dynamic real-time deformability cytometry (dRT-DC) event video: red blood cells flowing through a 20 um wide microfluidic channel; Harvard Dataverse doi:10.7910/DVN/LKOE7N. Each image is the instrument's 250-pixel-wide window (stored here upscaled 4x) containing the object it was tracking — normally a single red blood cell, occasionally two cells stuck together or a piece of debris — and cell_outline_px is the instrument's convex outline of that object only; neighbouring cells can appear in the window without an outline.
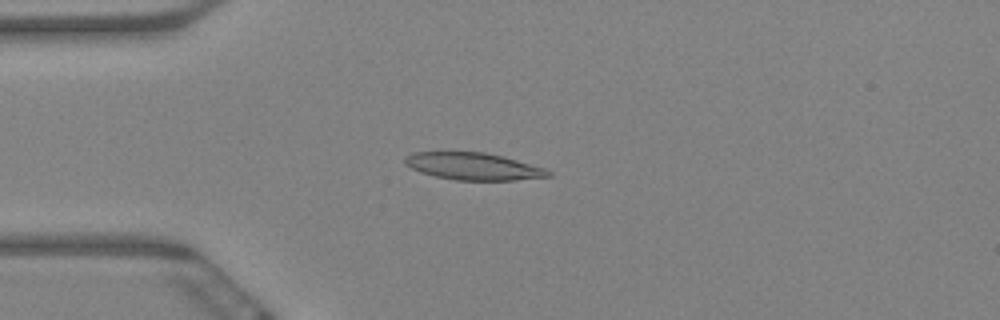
{"species": "Egyptian fruit bat (a non-hibernating species)", "species_latin": "Rousettus aegyptiacus", "temperature_condition": "warm", "stored_images_in_passage": 60, "camera_frame_rate_fps": 3000, "um_per_image_px": 0.085, "animal": {"sex": "female"}, "frame": {"image": 1, "passage_image": 15, "time_ms": 4.667, "image_size_px": [1000, 320], "cell_outline_px": [[552, 176], [512, 180], [456, 180], [436, 176], [420, 172], [404, 164], [404, 156], [412, 152], [484, 152], [548, 168], [552, 172]], "centroid_in_image_um": [40.23, 14.14], "position_along_channel_um": 44.8, "area_um2": 22.66}}
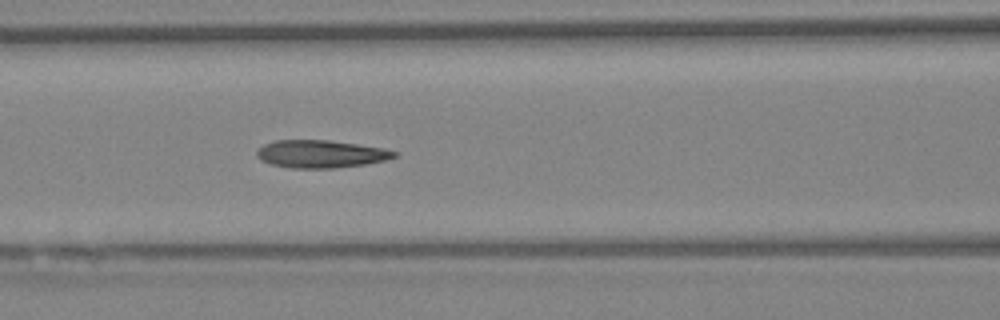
{"frame": {"image": 2, "passage_image": 25, "time_ms": 8.0, "image_size_px": [1000, 320], "cell_outline_px": [[400, 152], [396, 156], [384, 160], [364, 164], [336, 168], [292, 168], [272, 164], [256, 156], [256, 152], [264, 144], [276, 140], [328, 140], [356, 144], [380, 148]], "centroid_in_image_um": [27.26, 13.08], "position_along_channel_um": 139.3, "area_um2": 21.85}}
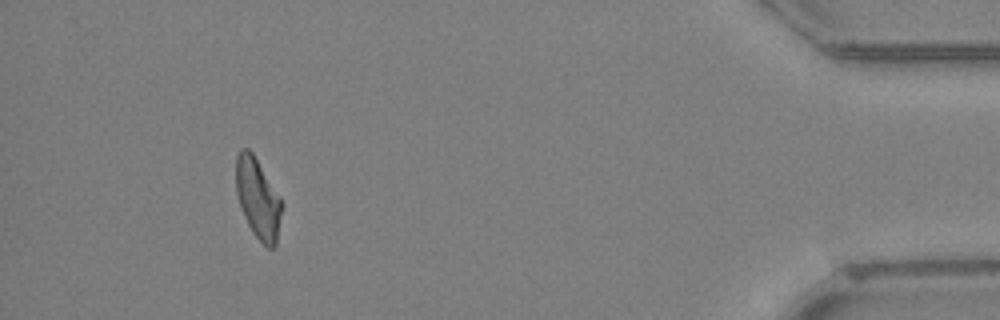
{"frame": {"image": 3, "passage_image": 55, "time_ms": 18.0, "image_size_px": [1000, 320], "cell_outline_px": [[284, 204], [276, 244], [272, 248], [268, 248], [252, 232], [244, 216], [236, 192], [236, 156], [240, 148], [248, 148], [252, 152], [280, 196]], "centroid_in_image_um": [21.94, 16.86], "position_along_channel_um": 413.3, "area_um2": 21.44}, "authors_computed_cell_mechanics": {"area_um2": 22.3397, "velocity_mm_per_s": 3.3867, "shape_relaxation_time_tau1_ms": 9.9641, "shape_relaxation_time_tau2_ms": 3.5233, "deformation_change_tau1": 0.2519, "deformation_change_tau2": 0.1264}}